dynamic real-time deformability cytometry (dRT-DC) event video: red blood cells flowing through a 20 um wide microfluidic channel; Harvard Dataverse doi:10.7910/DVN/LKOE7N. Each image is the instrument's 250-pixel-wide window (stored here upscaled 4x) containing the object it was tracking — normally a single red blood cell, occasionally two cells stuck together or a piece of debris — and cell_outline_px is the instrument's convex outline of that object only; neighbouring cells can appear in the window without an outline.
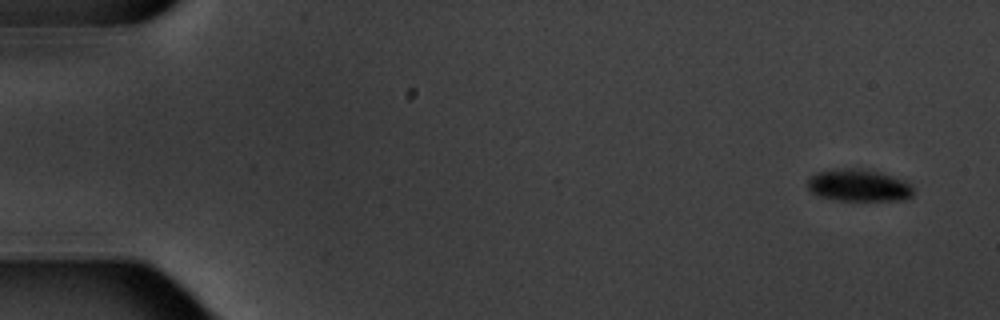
{"species": "common noctule bat (a hibernating species)", "species_latin": "Nyctalus noctula", "temperature_condition": "warm", "stored_images_in_passage": 5, "camera_frame_rate_fps": 3000, "um_per_image_px": 0.085, "animal": {"sex": "male", "body_mass_g": 20.1, "forearm_length_mm": 53.5}, "frame": {"image": 1, "passage_image": 1, "time_ms": 0.0, "image_size_px": [1000, 320], "cell_outline_px": [[912, 196], [904, 200], [836, 200], [816, 196], [808, 188], [808, 180], [816, 172], [832, 168], [856, 168], [876, 172], [892, 176], [904, 180], [912, 184]], "centroid_in_image_um": [72.96, 15.76], "position_along_channel_um": 12.0, "area_um2": 19.83}}
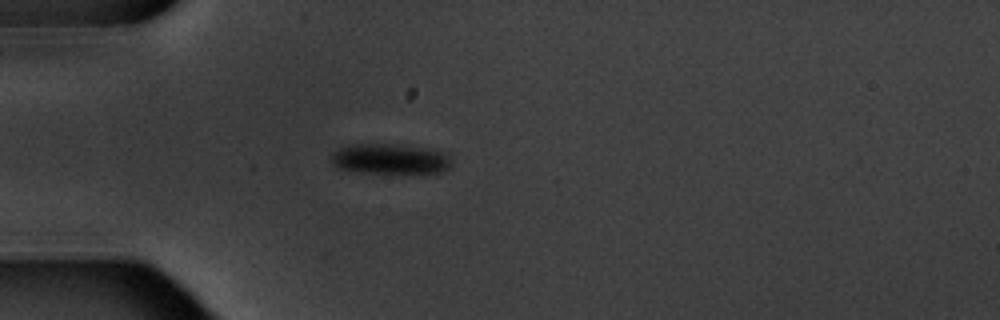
{"frame": {"image": 2, "passage_image": 5, "time_ms": 4.667, "image_size_px": [1000, 320], "cell_outline_px": [[452, 160], [448, 168], [440, 172], [360, 172], [336, 168], [332, 160], [332, 152], [348, 144], [400, 144], [428, 148], [444, 152]], "centroid_in_image_um": [33.14, 13.48], "position_along_channel_um": 51.9, "area_um2": 21.1}}